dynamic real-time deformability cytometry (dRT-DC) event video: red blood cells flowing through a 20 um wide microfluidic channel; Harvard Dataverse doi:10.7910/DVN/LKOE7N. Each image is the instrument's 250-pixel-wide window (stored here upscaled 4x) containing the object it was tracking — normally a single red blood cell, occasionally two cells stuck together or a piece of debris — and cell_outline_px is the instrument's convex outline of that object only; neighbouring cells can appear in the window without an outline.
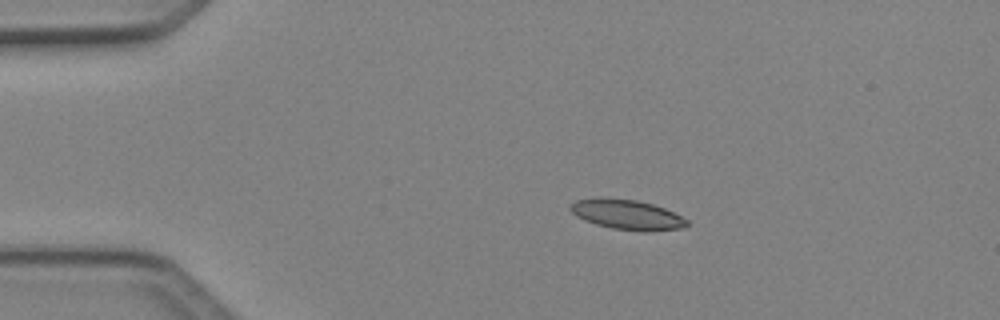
{"species": "Egyptian fruit bat (a non-hibernating species)", "species_latin": "Rousettus aegyptiacus", "temperature_condition": "cold", "stored_images_in_passage": 5, "camera_frame_rate_fps": 3000, "um_per_image_px": 0.085, "animal": {"sex": "female"}, "frame": {"image": 1, "passage_image": 2, "time_ms": 0.333, "image_size_px": [1000, 320], "cell_outline_px": [[688, 224], [680, 228], [644, 232], [612, 228], [596, 224], [584, 220], [576, 216], [568, 208], [568, 204], [576, 200], [636, 200], [652, 204], [664, 208], [688, 220]], "centroid_in_image_um": [53.3, 18.28], "position_along_channel_um": 31.7, "area_um2": 19.59}}
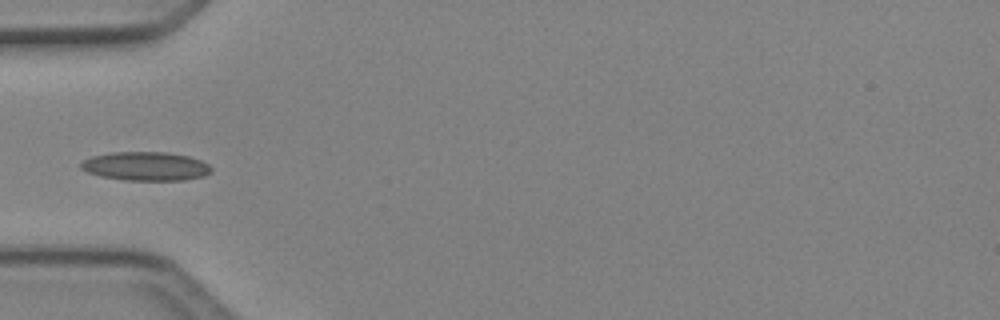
{"frame": {"image": 2, "passage_image": 4, "time_ms": 1.0, "image_size_px": [1000, 320], "cell_outline_px": [[212, 172], [204, 176], [184, 180], [124, 180], [100, 176], [88, 172], [80, 168], [80, 164], [84, 160], [92, 156], [112, 152], [164, 152], [188, 156], [200, 160], [208, 164], [212, 168]], "centroid_in_image_um": [12.39, 14.13], "position_along_channel_um": 72.6, "area_um2": 21.85}}
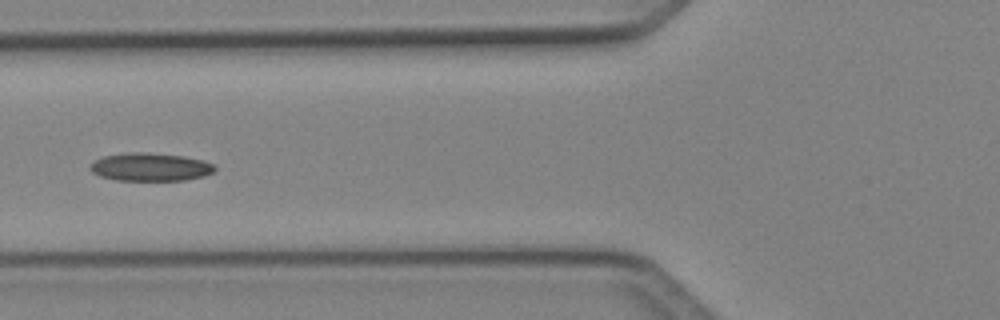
{"frame": {"image": 3, "passage_image": 5, "time_ms": 1.333, "image_size_px": [1000, 320], "cell_outline_px": [[216, 168], [212, 172], [204, 176], [184, 180], [116, 180], [100, 176], [92, 172], [88, 168], [92, 160], [104, 156], [128, 152], [148, 152], [184, 156], [204, 160], [212, 164]], "centroid_in_image_um": [12.74, 14.18], "position_along_channel_um": 113.1, "area_um2": 20.52}}